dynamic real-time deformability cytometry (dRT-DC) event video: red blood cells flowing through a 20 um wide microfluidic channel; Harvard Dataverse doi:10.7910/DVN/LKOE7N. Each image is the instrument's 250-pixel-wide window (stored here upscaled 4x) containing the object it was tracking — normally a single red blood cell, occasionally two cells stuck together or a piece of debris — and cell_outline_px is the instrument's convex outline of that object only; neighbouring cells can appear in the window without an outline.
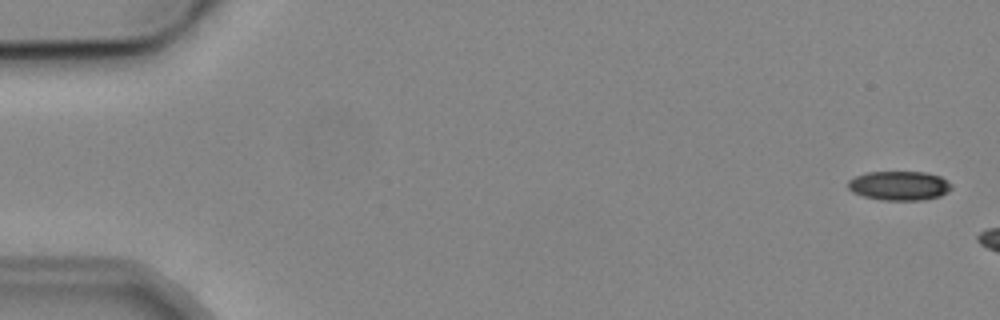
{"species": "common noctule bat (a hibernating species)", "species_latin": "Nyctalus noctula", "temperature_condition": "cold", "stored_images_in_passage": 5, "camera_frame_rate_fps": 3000, "um_per_image_px": 0.085, "animal": {"sex": "male", "body_mass_g": 19.2, "forearm_length_mm": 51.8}, "frame": {"image": 1, "passage_image": 1, "time_ms": 0.0, "image_size_px": [1000, 320], "cell_outline_px": [[952, 188], [948, 192], [940, 196], [924, 200], [880, 200], [864, 196], [852, 192], [848, 188], [848, 180], [856, 176], [868, 172], [924, 172], [940, 176], [952, 184]], "centroid_in_image_um": [76.45, 15.79], "position_along_channel_um": 8.6, "area_um2": 17.69}}